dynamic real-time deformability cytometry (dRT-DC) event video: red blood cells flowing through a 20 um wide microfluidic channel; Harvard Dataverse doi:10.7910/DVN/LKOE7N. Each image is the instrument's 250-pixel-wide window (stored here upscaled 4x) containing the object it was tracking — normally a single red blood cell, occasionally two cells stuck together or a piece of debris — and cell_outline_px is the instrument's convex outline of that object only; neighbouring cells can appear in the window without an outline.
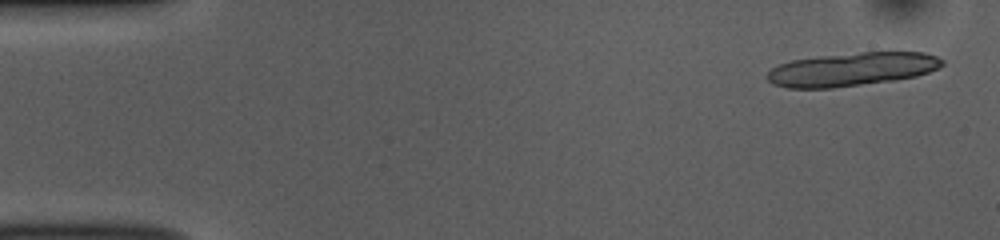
{"species": "common noctule bat (a hibernating species)", "species_latin": "Nyctalus noctula", "temperature_condition": "room temperature", "stored_images_in_passage": 18, "camera_frame_rate_fps": 3000, "um_per_image_px": 0.085, "animal": {"sex": "female", "body_mass_g": 10.0, "forearm_length_mm": 53.1}, "frame": {"image": 1, "passage_image": 2, "time_ms": 0.333, "image_size_px": [1000, 240], "cell_outline_px": [[944, 64], [928, 72], [916, 76], [896, 80], [832, 88], [788, 88], [772, 84], [764, 76], [772, 68], [780, 64], [792, 60], [820, 56], [860, 52], [924, 52], [936, 56], [944, 60]], "centroid_in_image_um": [72.39, 5.89], "position_along_channel_um": 12.6, "area_um2": 34.16}}